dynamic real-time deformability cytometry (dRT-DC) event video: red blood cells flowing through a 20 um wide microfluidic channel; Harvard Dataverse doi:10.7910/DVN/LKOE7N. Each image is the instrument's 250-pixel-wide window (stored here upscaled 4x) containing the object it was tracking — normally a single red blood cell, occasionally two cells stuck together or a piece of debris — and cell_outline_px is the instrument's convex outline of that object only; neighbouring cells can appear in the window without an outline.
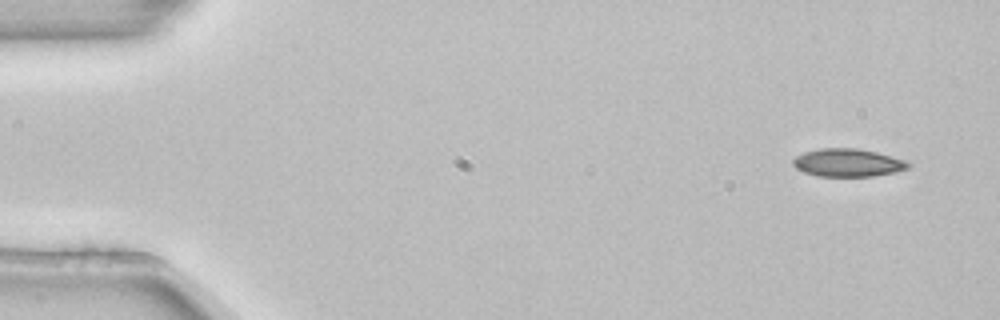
{"species": "common noctule bat (a hibernating species)", "species_latin": "Nyctalus noctula", "temperature_condition": "room temperature", "stored_images_in_passage": 4, "camera_frame_rate_fps": 3000, "um_per_image_px": 0.085, "animal": {"sex": "female", "body_mass_g": 22.7, "forearm_length_mm": 54.2}, "frame": {"image": 1, "passage_image": 1, "time_ms": 0.0, "image_size_px": [1000, 320], "cell_outline_px": [[912, 164], [908, 168], [896, 172], [872, 176], [816, 176], [804, 172], [796, 168], [792, 164], [792, 160], [796, 156], [804, 152], [820, 148], [856, 148], [876, 152], [892, 156], [904, 160]], "centroid_in_image_um": [72.05, 13.83], "position_along_channel_um": 12.9, "area_um2": 18.79}}
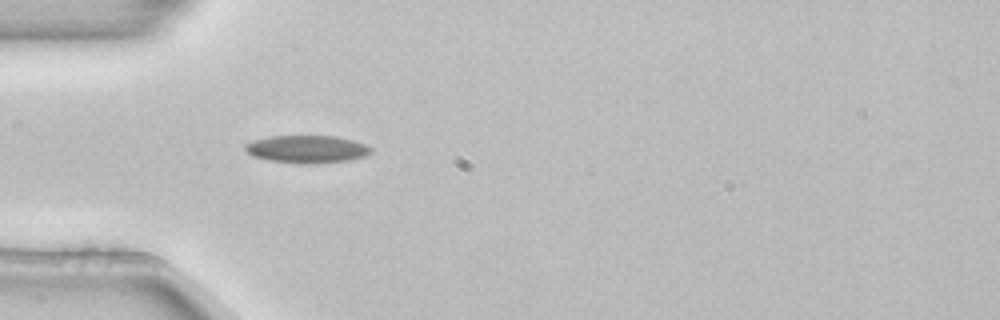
{"frame": {"image": 2, "passage_image": 4, "time_ms": 1.0, "image_size_px": [1000, 320], "cell_outline_px": [[372, 152], [364, 156], [348, 160], [308, 164], [272, 160], [252, 156], [244, 148], [244, 144], [256, 140], [272, 136], [336, 136], [352, 140], [364, 144], [372, 148]], "centroid_in_image_um": [26.1, 12.67], "position_along_channel_um": 58.9, "area_um2": 19.88}}